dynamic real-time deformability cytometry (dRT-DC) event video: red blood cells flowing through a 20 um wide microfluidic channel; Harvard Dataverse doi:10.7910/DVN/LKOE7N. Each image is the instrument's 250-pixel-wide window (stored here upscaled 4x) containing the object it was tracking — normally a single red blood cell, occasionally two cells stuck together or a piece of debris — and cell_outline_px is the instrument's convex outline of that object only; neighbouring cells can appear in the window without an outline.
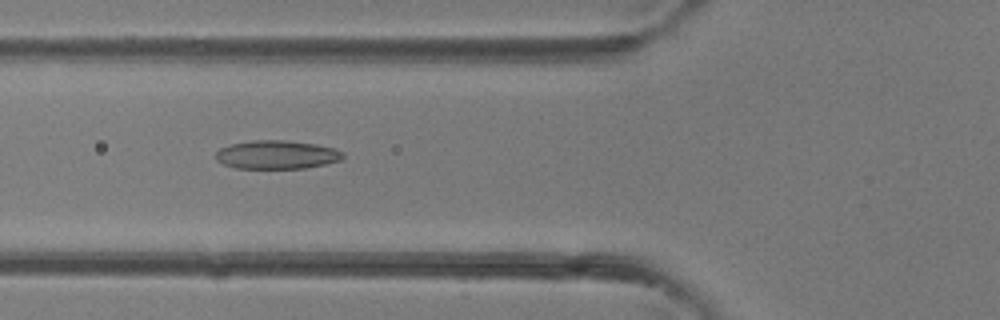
{"species": "common noctule bat (a hibernating species)", "species_latin": "Nyctalus noctula", "temperature_condition": "room temperature", "stored_images_in_passage": 30, "camera_frame_rate_fps": 3000, "um_per_image_px": 0.085, "animal": {"sex": "female"}, "frame": {"image": 1, "passage_image": 5, "time_ms": 1.333, "image_size_px": [1000, 320], "cell_outline_px": [[344, 156], [340, 160], [324, 164], [304, 168], [236, 168], [224, 164], [216, 160], [216, 152], [220, 148], [232, 144], [252, 140], [284, 140], [316, 144], [336, 148], [344, 152]], "centroid_in_image_um": [23.54, 13.14], "position_along_channel_um": 102.3, "area_um2": 21.1}}
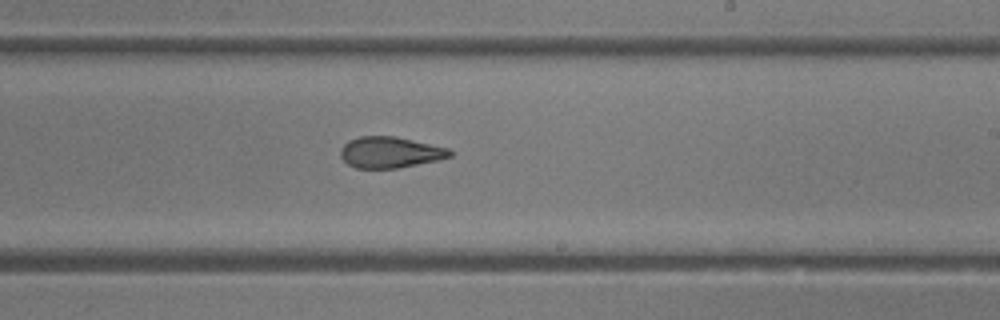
{"frame": {"image": 2, "passage_image": 14, "time_ms": 4.333, "image_size_px": [1000, 320], "cell_outline_px": [[452, 156], [440, 160], [396, 168], [356, 168], [348, 164], [340, 156], [340, 148], [348, 140], [360, 136], [396, 136], [448, 148], [452, 152]], "centroid_in_image_um": [33.15, 12.94], "position_along_channel_um": 255.9, "area_um2": 19.88}}
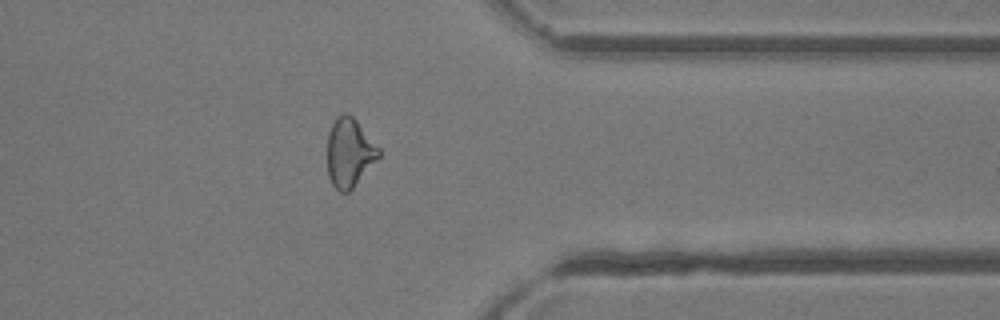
{"frame": {"image": 3, "passage_image": 22, "time_ms": 7.0, "image_size_px": [1000, 320], "cell_outline_px": [[380, 156], [352, 188], [348, 192], [340, 192], [332, 184], [328, 176], [328, 132], [336, 116], [344, 112], [348, 112], [356, 120], [380, 148]], "centroid_in_image_um": [29.69, 12.94], "position_along_channel_um": 381.7, "area_um2": 20.52}}